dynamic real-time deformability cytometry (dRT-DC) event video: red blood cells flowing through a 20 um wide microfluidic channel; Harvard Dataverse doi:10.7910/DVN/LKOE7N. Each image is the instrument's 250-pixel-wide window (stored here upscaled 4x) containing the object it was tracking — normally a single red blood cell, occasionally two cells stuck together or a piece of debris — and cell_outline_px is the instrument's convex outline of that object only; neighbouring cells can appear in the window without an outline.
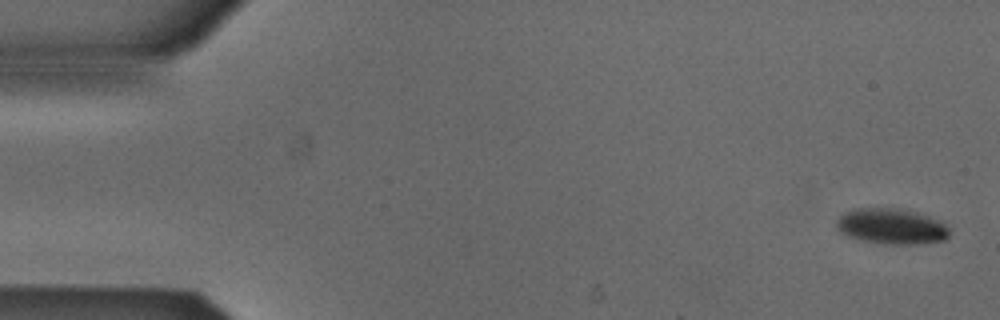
{"species": "Egyptian fruit bat (a non-hibernating species)", "species_latin": "Rousettus aegyptiacus", "temperature_condition": "cold", "stored_images_in_passage": 4, "camera_frame_rate_fps": 3000, "um_per_image_px": 0.085, "animal": {"sex": "male"}, "frame": {"image": 1, "passage_image": 1, "time_ms": 0.0, "image_size_px": [1000, 320], "cell_outline_px": [[948, 236], [944, 240], [916, 244], [884, 244], [864, 240], [840, 232], [836, 228], [836, 220], [840, 216], [856, 208], [896, 208], [916, 212], [940, 220], [948, 228]], "centroid_in_image_um": [75.79, 19.23], "position_along_channel_um": 9.2, "area_um2": 23.12}}